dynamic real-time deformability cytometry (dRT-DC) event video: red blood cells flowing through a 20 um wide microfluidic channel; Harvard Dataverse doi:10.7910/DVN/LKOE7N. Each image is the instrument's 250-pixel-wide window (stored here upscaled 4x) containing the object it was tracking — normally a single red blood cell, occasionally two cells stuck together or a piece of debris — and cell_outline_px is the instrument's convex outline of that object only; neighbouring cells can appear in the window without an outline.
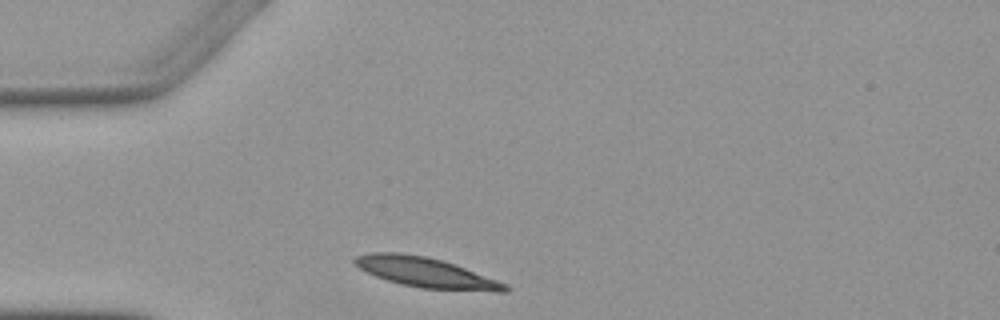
{"species": "Egyptian fruit bat (a non-hibernating species)", "species_latin": "Rousettus aegyptiacus", "temperature_condition": "warm", "stored_images_in_passage": 3, "segment_of_instrument_passage": [2, 2], "camera_frame_rate_fps": 3000, "um_per_image_px": 0.085, "animal": {"sex": "female"}, "frame": {"image": 1, "passage_image": 3, "time_ms": 3.333, "image_size_px": [1000, 320], "cell_outline_px": [[512, 288], [508, 292], [496, 292], [420, 288], [400, 284], [376, 276], [360, 268], [352, 260], [356, 256], [372, 252], [396, 252], [424, 256], [440, 260], [464, 268], [508, 284]], "centroid_in_image_um": [36.24, 23.18], "position_along_channel_um": 48.8, "area_um2": 26.01}}